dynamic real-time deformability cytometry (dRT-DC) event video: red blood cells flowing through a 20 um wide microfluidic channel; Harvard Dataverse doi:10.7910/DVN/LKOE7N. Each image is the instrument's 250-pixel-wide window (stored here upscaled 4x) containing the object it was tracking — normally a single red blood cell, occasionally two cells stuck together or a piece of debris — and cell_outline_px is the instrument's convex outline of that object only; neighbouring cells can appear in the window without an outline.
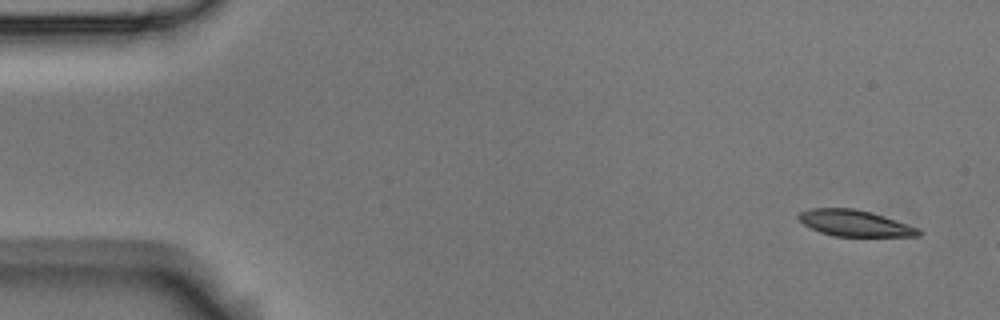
{"species": "Egyptian fruit bat (a non-hibernating species)", "species_latin": "Rousettus aegyptiacus", "temperature_condition": "room temperature", "stored_images_in_passage": 5, "camera_frame_rate_fps": 3000, "um_per_image_px": 0.085, "animal": {"sex": "male"}, "frame": {"image": 1, "passage_image": 1, "time_ms": 0.0, "image_size_px": [1000, 320], "cell_outline_px": [[924, 232], [920, 236], [832, 236], [820, 232], [804, 224], [796, 216], [800, 212], [812, 208], [852, 208], [884, 216], [920, 228]], "centroid_in_image_um": [72.68, 18.98], "position_along_channel_um": 12.3, "area_um2": 18.26}}